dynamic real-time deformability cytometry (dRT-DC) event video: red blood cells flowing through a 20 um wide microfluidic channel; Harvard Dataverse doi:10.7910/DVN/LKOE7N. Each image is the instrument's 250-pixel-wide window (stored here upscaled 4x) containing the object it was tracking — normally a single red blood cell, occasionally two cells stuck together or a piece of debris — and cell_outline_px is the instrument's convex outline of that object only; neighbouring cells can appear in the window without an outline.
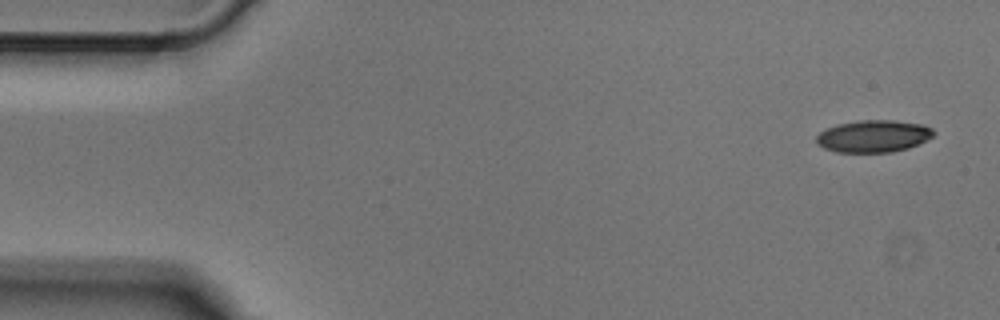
{"species": "Egyptian fruit bat (a non-hibernating species)", "species_latin": "Rousettus aegyptiacus", "temperature_condition": "cold", "stored_images_in_passage": 4, "camera_frame_rate_fps": 3000, "um_per_image_px": 0.085, "animal": {"sex": "male"}, "frame": {"image": 1, "passage_image": 1, "time_ms": 0.0, "image_size_px": [1000, 320], "cell_outline_px": [[936, 132], [932, 136], [908, 148], [892, 152], [836, 152], [824, 148], [816, 144], [816, 136], [820, 132], [836, 124], [860, 120], [892, 120], [924, 124], [932, 128]], "centroid_in_image_um": [74.22, 11.57], "position_along_channel_um": 10.8, "area_um2": 21.96}}